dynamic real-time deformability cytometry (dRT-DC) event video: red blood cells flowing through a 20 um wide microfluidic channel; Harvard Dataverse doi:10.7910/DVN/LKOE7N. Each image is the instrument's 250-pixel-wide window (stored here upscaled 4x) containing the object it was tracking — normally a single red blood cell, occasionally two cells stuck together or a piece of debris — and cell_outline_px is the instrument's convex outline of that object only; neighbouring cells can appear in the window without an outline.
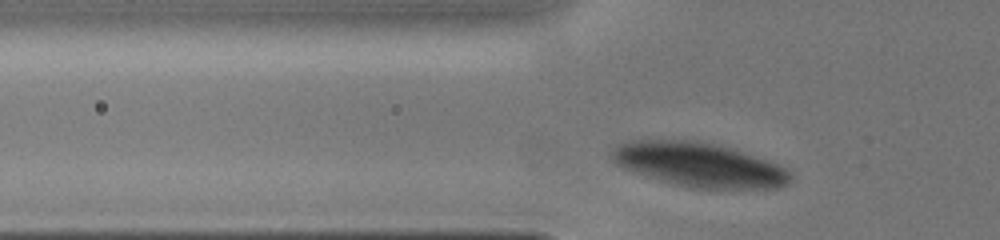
{"species": "human", "species_latin": "Homo sapiens", "temperature_condition": "cold", "stored_images_in_passage": 3, "camera_frame_rate_fps": 3000, "um_per_image_px": 0.085, "donor": {"sex": "male"}, "frame": {"image": 1, "passage_image": 2, "time_ms": 0.333, "image_size_px": [1000, 240], "cell_outline_px": [[792, 180], [788, 184], [780, 188], [692, 188], [672, 184], [624, 168], [616, 164], [608, 156], [616, 144], [632, 140], [696, 140], [732, 148], [776, 164], [784, 168], [792, 176]], "centroid_in_image_um": [59.38, 14.0], "position_along_channel_um": 66.4, "area_um2": 45.89}}